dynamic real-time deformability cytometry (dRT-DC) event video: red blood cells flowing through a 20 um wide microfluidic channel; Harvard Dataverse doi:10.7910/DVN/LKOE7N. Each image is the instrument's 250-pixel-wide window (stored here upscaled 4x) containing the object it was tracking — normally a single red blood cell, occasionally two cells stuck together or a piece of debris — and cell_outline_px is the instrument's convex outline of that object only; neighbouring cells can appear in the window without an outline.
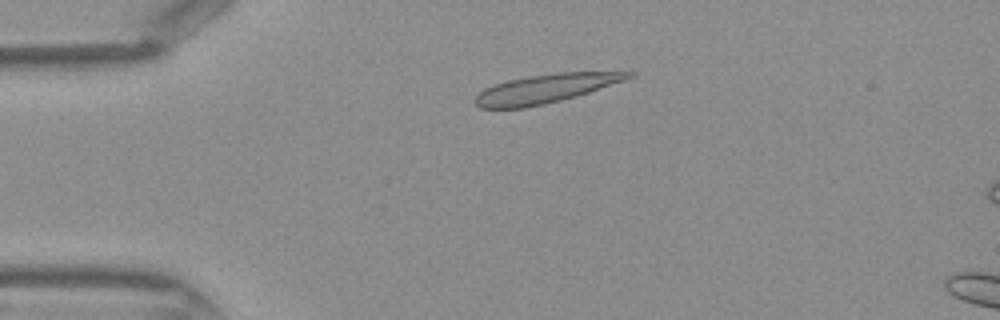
{"species": "Egyptian fruit bat (a non-hibernating species)", "species_latin": "Rousettus aegyptiacus", "temperature_condition": "warm", "stored_images_in_passage": 10, "camera_frame_rate_fps": 3000, "um_per_image_px": 0.085, "frame": {"image": 1, "passage_image": 6, "time_ms": 1.667, "image_size_px": [1000, 320], "cell_outline_px": [[636, 76], [576, 96], [544, 104], [524, 108], [480, 108], [472, 100], [484, 88], [492, 84], [508, 80], [528, 76], [560, 72], [636, 72]], "centroid_in_image_um": [46.32, 7.53], "position_along_channel_um": 38.7, "area_um2": 25.55}}